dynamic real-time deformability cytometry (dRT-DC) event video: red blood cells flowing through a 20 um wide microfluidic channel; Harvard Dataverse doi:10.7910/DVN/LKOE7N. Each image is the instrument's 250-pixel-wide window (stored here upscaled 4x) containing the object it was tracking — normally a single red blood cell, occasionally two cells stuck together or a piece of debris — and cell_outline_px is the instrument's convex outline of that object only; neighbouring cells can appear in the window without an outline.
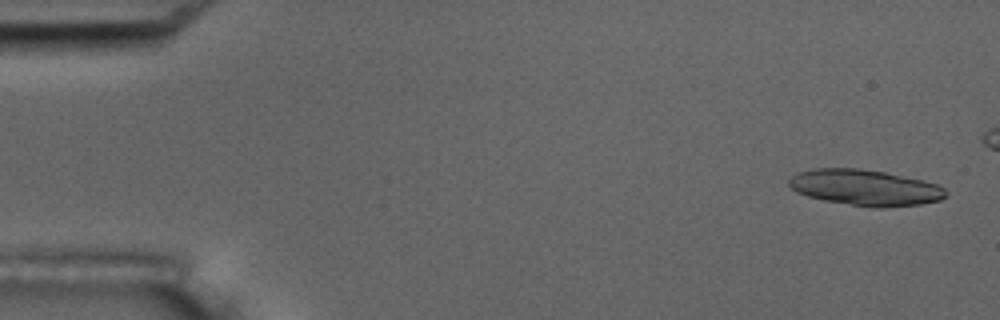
{"species": "common noctule bat (a hibernating species)", "species_latin": "Nyctalus noctula", "temperature_condition": "room temperature", "stored_images_in_passage": 7, "camera_frame_rate_fps": 3000, "um_per_image_px": 0.085, "animal": {"sex": "male", "body_mass_g": 17.5, "forearm_length_mm": 52.3}, "frame": {"image": 1, "passage_image": 1, "time_ms": 0.0, "image_size_px": [1000, 320], "cell_outline_px": [[948, 196], [940, 200], [920, 204], [884, 208], [872, 208], [824, 200], [808, 196], [796, 192], [788, 184], [788, 180], [792, 176], [800, 172], [812, 168], [860, 168], [884, 172], [924, 180], [936, 184], [944, 188], [948, 192]], "centroid_in_image_um": [73.56, 15.95], "position_along_channel_um": 11.4, "area_um2": 33.0}}